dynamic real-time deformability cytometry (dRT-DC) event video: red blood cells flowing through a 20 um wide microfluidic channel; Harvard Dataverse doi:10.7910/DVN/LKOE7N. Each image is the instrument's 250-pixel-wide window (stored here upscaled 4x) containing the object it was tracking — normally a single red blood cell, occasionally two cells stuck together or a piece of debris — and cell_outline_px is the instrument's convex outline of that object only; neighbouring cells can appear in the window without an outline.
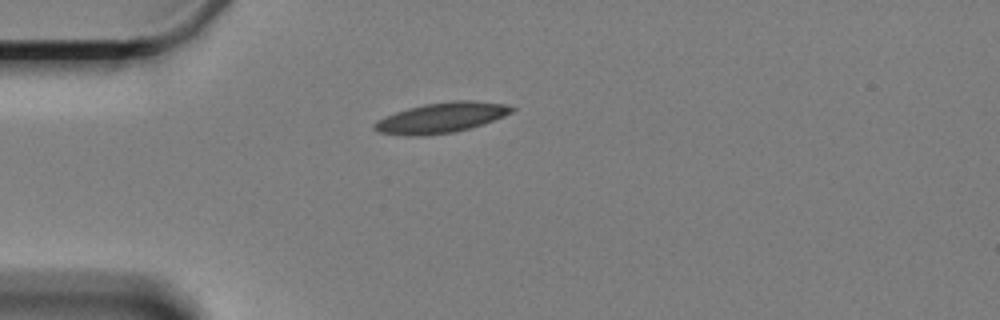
{"species": "Egyptian fruit bat (a non-hibernating species)", "species_latin": "Rousettus aegyptiacus", "temperature_condition": "cold", "stored_images_in_passage": 46, "camera_frame_rate_fps": 3000, "um_per_image_px": 0.085, "animal": {"sex": "female"}, "frame": {"image": 1, "passage_image": 1, "time_ms": 0.0, "image_size_px": [1000, 320], "cell_outline_px": [[516, 108], [512, 112], [504, 116], [484, 124], [456, 132], [420, 136], [408, 136], [380, 132], [372, 128], [372, 124], [376, 120], [396, 112], [408, 108], [424, 104], [452, 100], [472, 100], [508, 104]], "centroid_in_image_um": [37.53, 10.0], "position_along_channel_um": 47.5, "area_um2": 24.45}}
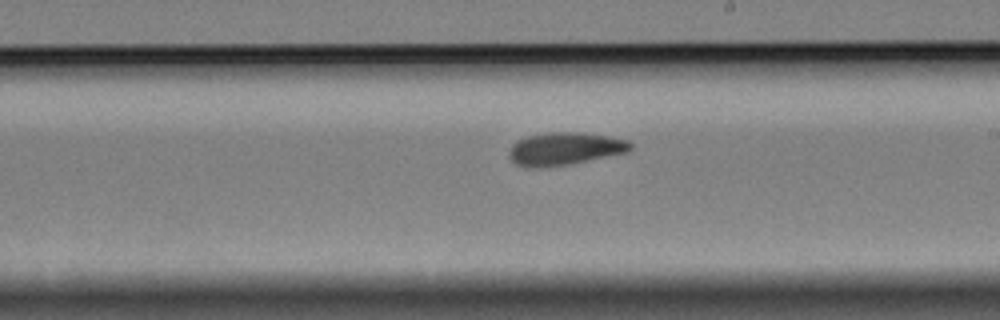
{"frame": {"image": 2, "passage_image": 20, "time_ms": 6.333, "image_size_px": [1000, 320], "cell_outline_px": [[632, 148], [628, 152], [568, 164], [540, 168], [524, 168], [516, 164], [508, 156], [508, 152], [512, 144], [516, 140], [528, 136], [548, 132], [580, 132], [608, 136], [628, 140], [632, 144]], "centroid_in_image_um": [47.96, 12.64], "position_along_channel_um": 241.0, "area_um2": 23.29}}
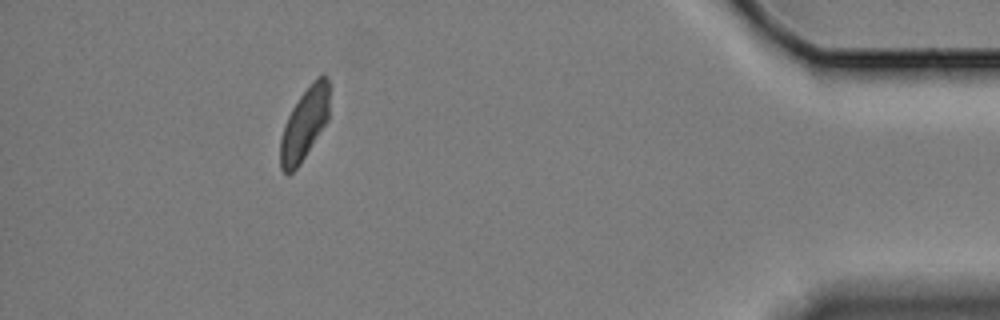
{"frame": {"image": 3, "passage_image": 40, "time_ms": 13.0, "image_size_px": [1000, 320], "cell_outline_px": [[328, 120], [300, 164], [288, 176], [280, 168], [280, 140], [288, 116], [292, 108], [300, 96], [312, 80], [316, 76], [324, 72], [328, 76]], "centroid_in_image_um": [25.88, 10.51], "position_along_channel_um": 409.3, "area_um2": 20.58}, "authors_computed_cell_mechanics": {"area_um2": 22.4264, "velocity_mm_per_s": 3.2984, "shape_relaxation_time_tau1_ms": 9.531, "shape_relaxation_time_tau2_ms": 5.3927, "deformation_change_tau1": 0.1651, "deformation_change_tau2": 0.1095}}